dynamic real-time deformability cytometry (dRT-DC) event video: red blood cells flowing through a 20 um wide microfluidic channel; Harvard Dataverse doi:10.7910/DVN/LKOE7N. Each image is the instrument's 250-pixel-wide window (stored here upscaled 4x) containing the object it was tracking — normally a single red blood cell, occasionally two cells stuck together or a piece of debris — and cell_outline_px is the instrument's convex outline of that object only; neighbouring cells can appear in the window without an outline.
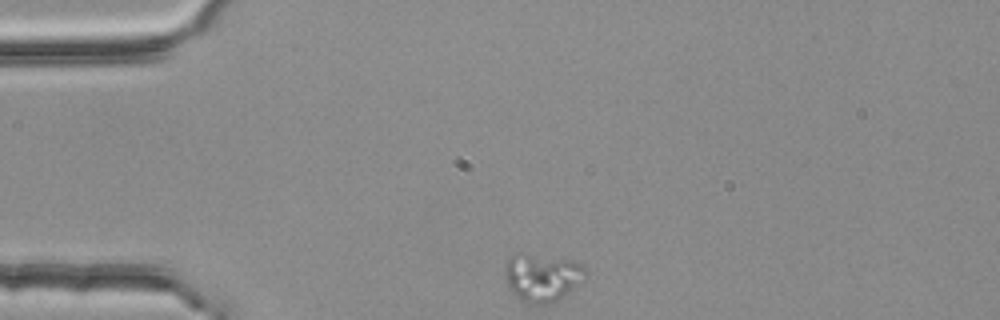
{"species": "common noctule bat (a hibernating species)", "species_latin": "Nyctalus noctula", "temperature_condition": "room temperature", "stored_images_in_passage": 2, "camera_frame_rate_fps": 3000, "um_per_image_px": 0.085, "animal": {"sex": "female", "body_mass_g": 25.1}, "frame": {"image": 1, "passage_image": 1, "time_ms": 0.0, "image_size_px": [1000, 320], "cell_outline_px": [[584, 272], [572, 288], [568, 292], [556, 300], [548, 304], [528, 304], [520, 300], [508, 288], [504, 276], [504, 268], [508, 256], [516, 252], [520, 252], [572, 260], [580, 264], [584, 268]], "centroid_in_image_um": [45.94, 23.55], "position_along_channel_um": 39.1, "area_um2": 22.25}}